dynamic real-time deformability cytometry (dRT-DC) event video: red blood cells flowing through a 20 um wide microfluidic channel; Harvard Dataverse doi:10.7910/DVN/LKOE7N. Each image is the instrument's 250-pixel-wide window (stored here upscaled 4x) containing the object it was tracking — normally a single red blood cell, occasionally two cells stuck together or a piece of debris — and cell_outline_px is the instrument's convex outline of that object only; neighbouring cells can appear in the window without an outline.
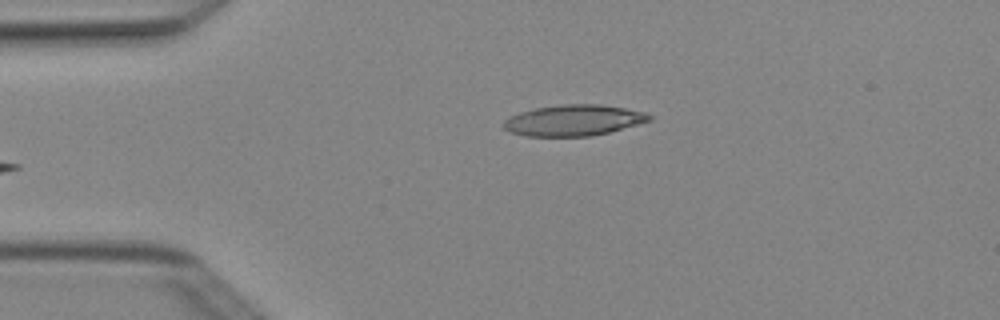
{"species": "Egyptian fruit bat (a non-hibernating species)", "species_latin": "Rousettus aegyptiacus", "temperature_condition": "cold", "stored_images_in_passage": 5, "camera_frame_rate_fps": 3000, "um_per_image_px": 0.085, "animal": {"sex": "female"}, "frame": {"image": 1, "passage_image": 5, "time_ms": 1.333, "image_size_px": [1000, 320], "cell_outline_px": [[652, 120], [608, 132], [592, 136], [528, 136], [508, 132], [500, 124], [504, 120], [520, 112], [536, 108], [564, 104], [600, 104], [624, 108], [644, 112], [652, 116]], "centroid_in_image_um": [48.72, 10.23], "position_along_channel_um": 36.3, "area_um2": 26.18}}